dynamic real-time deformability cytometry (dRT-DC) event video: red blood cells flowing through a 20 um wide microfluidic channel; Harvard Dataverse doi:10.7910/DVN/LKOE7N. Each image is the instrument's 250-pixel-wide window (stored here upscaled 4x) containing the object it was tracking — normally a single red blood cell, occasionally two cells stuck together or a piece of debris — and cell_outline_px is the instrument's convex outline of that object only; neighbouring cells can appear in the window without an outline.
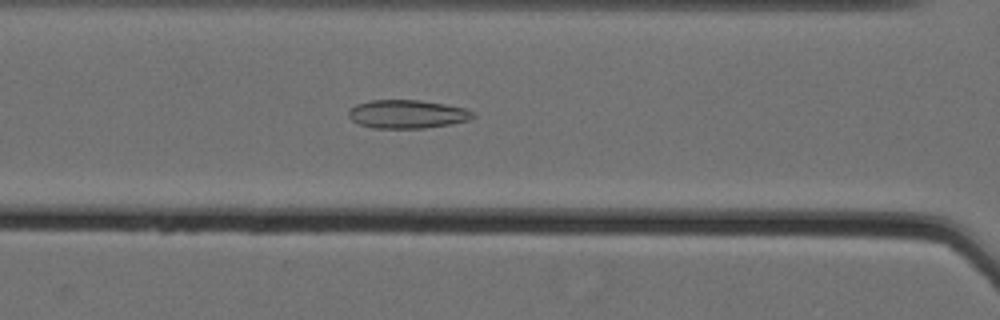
{"species": "Egyptian fruit bat (a non-hibernating species)", "species_latin": "Rousettus aegyptiacus", "temperature_condition": "cold", "stored_images_in_passage": 49, "camera_frame_rate_fps": 3000, "um_per_image_px": 0.085, "animal": {"sex": "female"}, "frame": {"image": 1, "passage_image": 18, "time_ms": 5.667, "image_size_px": [1000, 320], "cell_outline_px": [[476, 116], [468, 120], [452, 124], [424, 128], [372, 128], [360, 124], [352, 120], [348, 116], [348, 112], [356, 104], [368, 100], [420, 100], [444, 104], [464, 108], [476, 112]], "centroid_in_image_um": [34.63, 9.7], "position_along_channel_um": 132.0, "area_um2": 20.69}}
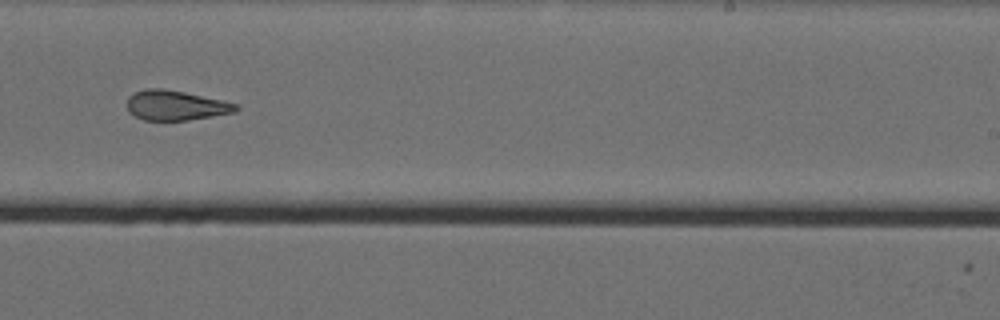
{"frame": {"image": 2, "passage_image": 30, "time_ms": 9.667, "image_size_px": [1000, 320], "cell_outline_px": [[240, 108], [236, 112], [188, 120], [144, 120], [128, 112], [124, 104], [128, 96], [132, 92], [144, 88], [164, 88], [224, 100], [236, 104]], "centroid_in_image_um": [14.87, 8.94], "position_along_channel_um": 274.1, "area_um2": 19.31}}
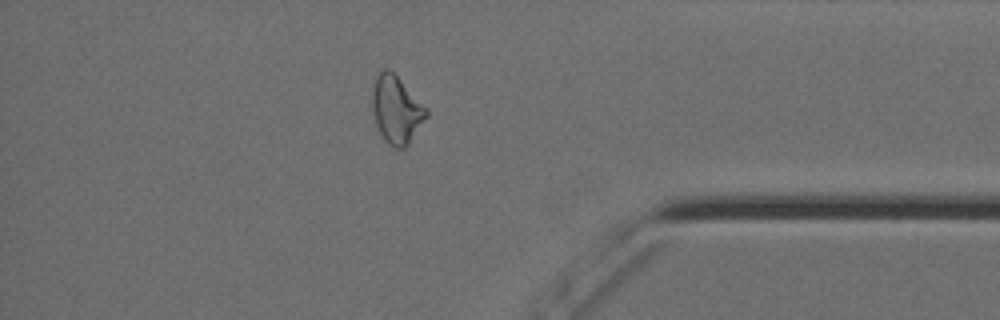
{"frame": {"image": 3, "passage_image": 42, "time_ms": 13.667, "image_size_px": [1000, 320], "cell_outline_px": [[428, 116], [408, 144], [404, 148], [396, 148], [388, 144], [384, 140], [376, 124], [372, 112], [372, 92], [376, 76], [384, 68], [388, 68], [428, 108]], "centroid_in_image_um": [33.69, 9.33], "position_along_channel_um": 401.5, "area_um2": 21.15}, "authors_computed_cell_mechanics": {"area_um2": 21.1548, "velocity_mm_per_s": 3.5664, "shape_relaxation_time_tau1_ms": null, "shape_relaxation_time_tau2_ms": 2.6005, "deformation_change_tau1": null, "deformation_change_tau2": 0.1151}}